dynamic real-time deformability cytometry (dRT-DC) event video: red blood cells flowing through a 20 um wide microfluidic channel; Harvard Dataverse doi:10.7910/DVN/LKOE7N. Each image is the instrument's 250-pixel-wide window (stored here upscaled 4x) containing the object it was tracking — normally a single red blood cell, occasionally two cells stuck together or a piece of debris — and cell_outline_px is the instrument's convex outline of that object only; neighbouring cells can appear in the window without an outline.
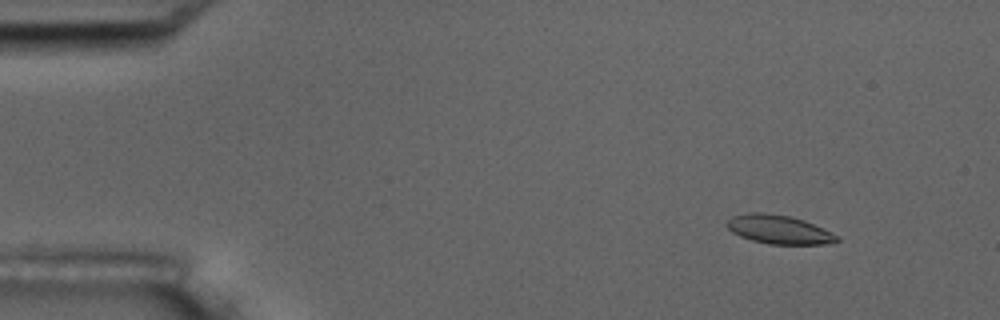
{"species": "common noctule bat (a hibernating species)", "species_latin": "Nyctalus noctula", "temperature_condition": "room temperature", "stored_images_in_passage": 5, "camera_frame_rate_fps": 3000, "um_per_image_px": 0.085, "animal": {"sex": "male", "body_mass_g": 17.5, "forearm_length_mm": 52.3}, "frame": {"image": 1, "passage_image": 2, "time_ms": 1.0, "image_size_px": [1000, 320], "cell_outline_px": [[840, 240], [824, 244], [768, 244], [752, 240], [740, 236], [732, 232], [724, 224], [732, 216], [748, 212], [764, 212], [792, 216], [804, 220], [836, 236]], "centroid_in_image_um": [66.11, 19.49], "position_along_channel_um": 18.9, "area_um2": 18.26}}
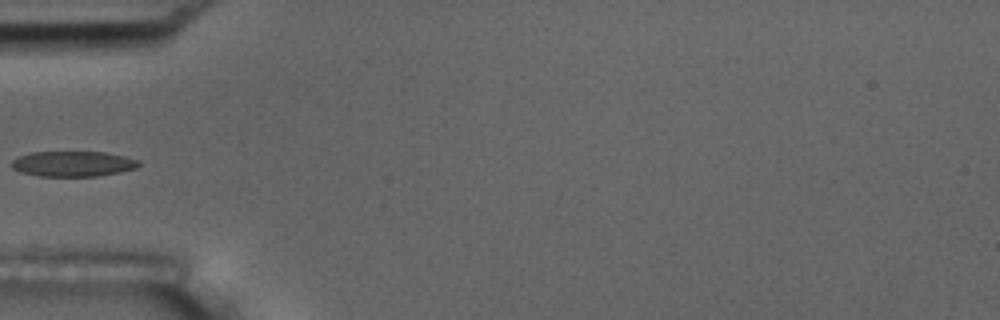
{"frame": {"image": 2, "passage_image": 5, "time_ms": 5.333, "image_size_px": [1000, 320], "cell_outline_px": [[140, 164], [136, 168], [120, 172], [96, 176], [40, 176], [20, 172], [12, 168], [12, 160], [16, 156], [32, 152], [104, 152], [124, 156], [140, 160]], "centroid_in_image_um": [6.19, 13.92], "position_along_channel_um": 78.8, "area_um2": 18.84}}